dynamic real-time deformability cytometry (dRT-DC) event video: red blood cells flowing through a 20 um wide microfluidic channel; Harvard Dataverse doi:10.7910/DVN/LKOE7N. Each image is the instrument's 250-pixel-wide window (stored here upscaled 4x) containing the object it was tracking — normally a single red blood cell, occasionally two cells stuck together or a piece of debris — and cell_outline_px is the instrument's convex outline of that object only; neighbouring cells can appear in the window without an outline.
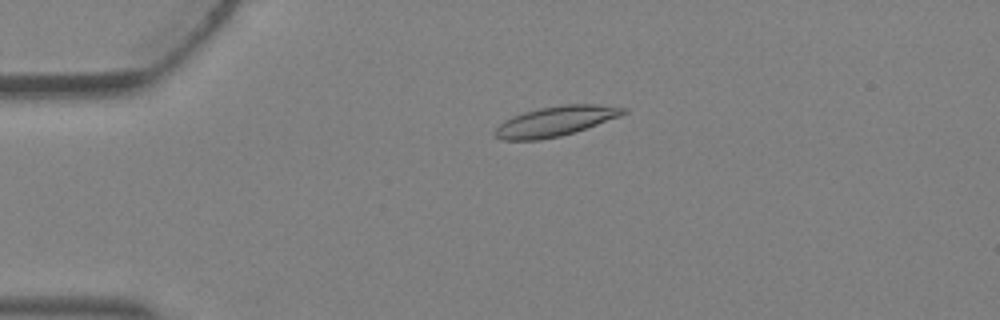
{"species": "Egyptian fruit bat (a non-hibernating species)", "species_latin": "Rousettus aegyptiacus", "temperature_condition": "warm", "stored_images_in_passage": 3, "camera_frame_rate_fps": 3000, "um_per_image_px": 0.085, "animal": {"sex": "female"}, "frame": {"image": 1, "passage_image": 2, "time_ms": 0.333, "image_size_px": [1000, 320], "cell_outline_px": [[628, 112], [620, 116], [576, 132], [560, 136], [540, 140], [500, 140], [492, 132], [504, 120], [512, 116], [524, 112], [540, 108], [564, 104], [596, 104], [628, 108]], "centroid_in_image_um": [47.22, 10.31], "position_along_channel_um": 37.8, "area_um2": 22.48}}